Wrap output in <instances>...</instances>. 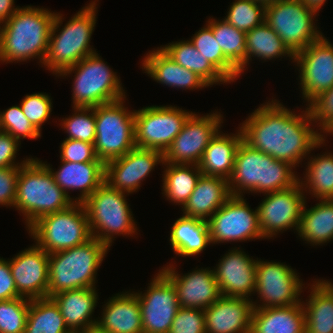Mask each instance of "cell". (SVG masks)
Masks as SVG:
<instances>
[{
  "mask_svg": "<svg viewBox=\"0 0 333 333\" xmlns=\"http://www.w3.org/2000/svg\"><path fill=\"white\" fill-rule=\"evenodd\" d=\"M271 99L248 114L239 125L243 140L254 149L296 169L313 150L325 147L327 140L315 127L308 106L296 113L278 99Z\"/></svg>",
  "mask_w": 333,
  "mask_h": 333,
  "instance_id": "obj_1",
  "label": "cell"
},
{
  "mask_svg": "<svg viewBox=\"0 0 333 333\" xmlns=\"http://www.w3.org/2000/svg\"><path fill=\"white\" fill-rule=\"evenodd\" d=\"M56 12L44 7H21L0 25V63L37 59L43 65Z\"/></svg>",
  "mask_w": 333,
  "mask_h": 333,
  "instance_id": "obj_2",
  "label": "cell"
},
{
  "mask_svg": "<svg viewBox=\"0 0 333 333\" xmlns=\"http://www.w3.org/2000/svg\"><path fill=\"white\" fill-rule=\"evenodd\" d=\"M98 2L91 0L63 26L65 17L56 12L42 68L57 77L83 58L98 52L90 45L97 21Z\"/></svg>",
  "mask_w": 333,
  "mask_h": 333,
  "instance_id": "obj_3",
  "label": "cell"
},
{
  "mask_svg": "<svg viewBox=\"0 0 333 333\" xmlns=\"http://www.w3.org/2000/svg\"><path fill=\"white\" fill-rule=\"evenodd\" d=\"M294 170L289 163L274 159L242 140L228 180L231 196H244L245 192L261 195L290 188L299 181Z\"/></svg>",
  "mask_w": 333,
  "mask_h": 333,
  "instance_id": "obj_4",
  "label": "cell"
},
{
  "mask_svg": "<svg viewBox=\"0 0 333 333\" xmlns=\"http://www.w3.org/2000/svg\"><path fill=\"white\" fill-rule=\"evenodd\" d=\"M74 203L39 158H32L20 166L14 208L24 217L26 230L41 217Z\"/></svg>",
  "mask_w": 333,
  "mask_h": 333,
  "instance_id": "obj_5",
  "label": "cell"
},
{
  "mask_svg": "<svg viewBox=\"0 0 333 333\" xmlns=\"http://www.w3.org/2000/svg\"><path fill=\"white\" fill-rule=\"evenodd\" d=\"M109 250L92 237L82 245L49 254L48 298L65 290L96 288L97 271Z\"/></svg>",
  "mask_w": 333,
  "mask_h": 333,
  "instance_id": "obj_6",
  "label": "cell"
},
{
  "mask_svg": "<svg viewBox=\"0 0 333 333\" xmlns=\"http://www.w3.org/2000/svg\"><path fill=\"white\" fill-rule=\"evenodd\" d=\"M70 75L74 77L71 83L72 107H97L127 97L120 76L97 52L65 69L57 77L68 78Z\"/></svg>",
  "mask_w": 333,
  "mask_h": 333,
  "instance_id": "obj_7",
  "label": "cell"
},
{
  "mask_svg": "<svg viewBox=\"0 0 333 333\" xmlns=\"http://www.w3.org/2000/svg\"><path fill=\"white\" fill-rule=\"evenodd\" d=\"M129 195L104 182L82 203L89 221L91 236L109 248L117 235L135 237L138 234L137 222L126 198Z\"/></svg>",
  "mask_w": 333,
  "mask_h": 333,
  "instance_id": "obj_8",
  "label": "cell"
},
{
  "mask_svg": "<svg viewBox=\"0 0 333 333\" xmlns=\"http://www.w3.org/2000/svg\"><path fill=\"white\" fill-rule=\"evenodd\" d=\"M27 232L34 243L48 254L82 245L92 238L86 211L78 202L41 217Z\"/></svg>",
  "mask_w": 333,
  "mask_h": 333,
  "instance_id": "obj_9",
  "label": "cell"
},
{
  "mask_svg": "<svg viewBox=\"0 0 333 333\" xmlns=\"http://www.w3.org/2000/svg\"><path fill=\"white\" fill-rule=\"evenodd\" d=\"M125 100L126 97L95 107L94 149L97 158L104 164L124 156L136 147L135 110H129L124 104Z\"/></svg>",
  "mask_w": 333,
  "mask_h": 333,
  "instance_id": "obj_10",
  "label": "cell"
},
{
  "mask_svg": "<svg viewBox=\"0 0 333 333\" xmlns=\"http://www.w3.org/2000/svg\"><path fill=\"white\" fill-rule=\"evenodd\" d=\"M316 16L301 0H279L265 7V22L294 55L323 36Z\"/></svg>",
  "mask_w": 333,
  "mask_h": 333,
  "instance_id": "obj_11",
  "label": "cell"
},
{
  "mask_svg": "<svg viewBox=\"0 0 333 333\" xmlns=\"http://www.w3.org/2000/svg\"><path fill=\"white\" fill-rule=\"evenodd\" d=\"M285 262L257 258L254 309L295 305L302 302L305 283ZM301 296V297H300ZM259 298V300H258Z\"/></svg>",
  "mask_w": 333,
  "mask_h": 333,
  "instance_id": "obj_12",
  "label": "cell"
},
{
  "mask_svg": "<svg viewBox=\"0 0 333 333\" xmlns=\"http://www.w3.org/2000/svg\"><path fill=\"white\" fill-rule=\"evenodd\" d=\"M192 113L173 105H151L135 110V146L164 153Z\"/></svg>",
  "mask_w": 333,
  "mask_h": 333,
  "instance_id": "obj_13",
  "label": "cell"
},
{
  "mask_svg": "<svg viewBox=\"0 0 333 333\" xmlns=\"http://www.w3.org/2000/svg\"><path fill=\"white\" fill-rule=\"evenodd\" d=\"M245 196H231L208 220L212 245L264 239L259 227L258 210Z\"/></svg>",
  "mask_w": 333,
  "mask_h": 333,
  "instance_id": "obj_14",
  "label": "cell"
},
{
  "mask_svg": "<svg viewBox=\"0 0 333 333\" xmlns=\"http://www.w3.org/2000/svg\"><path fill=\"white\" fill-rule=\"evenodd\" d=\"M221 113L217 110L202 116L193 112L163 153L164 162L198 165L210 140L222 127L224 116Z\"/></svg>",
  "mask_w": 333,
  "mask_h": 333,
  "instance_id": "obj_15",
  "label": "cell"
},
{
  "mask_svg": "<svg viewBox=\"0 0 333 333\" xmlns=\"http://www.w3.org/2000/svg\"><path fill=\"white\" fill-rule=\"evenodd\" d=\"M263 195L262 202L257 206L263 238L272 239L292 229L297 233L303 205L308 199L300 181L290 188Z\"/></svg>",
  "mask_w": 333,
  "mask_h": 333,
  "instance_id": "obj_16",
  "label": "cell"
},
{
  "mask_svg": "<svg viewBox=\"0 0 333 333\" xmlns=\"http://www.w3.org/2000/svg\"><path fill=\"white\" fill-rule=\"evenodd\" d=\"M324 35L294 56L299 89L308 106L316 97L333 88V43Z\"/></svg>",
  "mask_w": 333,
  "mask_h": 333,
  "instance_id": "obj_17",
  "label": "cell"
},
{
  "mask_svg": "<svg viewBox=\"0 0 333 333\" xmlns=\"http://www.w3.org/2000/svg\"><path fill=\"white\" fill-rule=\"evenodd\" d=\"M146 290L133 291L138 298L143 333H169L179 309L176 289L159 269Z\"/></svg>",
  "mask_w": 333,
  "mask_h": 333,
  "instance_id": "obj_18",
  "label": "cell"
},
{
  "mask_svg": "<svg viewBox=\"0 0 333 333\" xmlns=\"http://www.w3.org/2000/svg\"><path fill=\"white\" fill-rule=\"evenodd\" d=\"M163 163L162 151L135 147L124 156L105 164V182L119 191L135 193L140 189L141 182L158 164Z\"/></svg>",
  "mask_w": 333,
  "mask_h": 333,
  "instance_id": "obj_19",
  "label": "cell"
},
{
  "mask_svg": "<svg viewBox=\"0 0 333 333\" xmlns=\"http://www.w3.org/2000/svg\"><path fill=\"white\" fill-rule=\"evenodd\" d=\"M159 268L173 283L180 307L205 310L220 296L214 270L210 267H195L188 273H179L172 263Z\"/></svg>",
  "mask_w": 333,
  "mask_h": 333,
  "instance_id": "obj_20",
  "label": "cell"
},
{
  "mask_svg": "<svg viewBox=\"0 0 333 333\" xmlns=\"http://www.w3.org/2000/svg\"><path fill=\"white\" fill-rule=\"evenodd\" d=\"M20 297L34 300L48 297L49 254L35 243L8 259Z\"/></svg>",
  "mask_w": 333,
  "mask_h": 333,
  "instance_id": "obj_21",
  "label": "cell"
},
{
  "mask_svg": "<svg viewBox=\"0 0 333 333\" xmlns=\"http://www.w3.org/2000/svg\"><path fill=\"white\" fill-rule=\"evenodd\" d=\"M230 249L213 268L221 296L252 300L257 258L253 259L240 246Z\"/></svg>",
  "mask_w": 333,
  "mask_h": 333,
  "instance_id": "obj_22",
  "label": "cell"
},
{
  "mask_svg": "<svg viewBox=\"0 0 333 333\" xmlns=\"http://www.w3.org/2000/svg\"><path fill=\"white\" fill-rule=\"evenodd\" d=\"M252 300L220 296L204 310L206 333H250Z\"/></svg>",
  "mask_w": 333,
  "mask_h": 333,
  "instance_id": "obj_23",
  "label": "cell"
},
{
  "mask_svg": "<svg viewBox=\"0 0 333 333\" xmlns=\"http://www.w3.org/2000/svg\"><path fill=\"white\" fill-rule=\"evenodd\" d=\"M40 161L50 170L56 184L74 202L83 203L105 182V164L103 162L73 163L61 160L56 171L52 169L51 164ZM70 190H79L80 194L73 198L69 194Z\"/></svg>",
  "mask_w": 333,
  "mask_h": 333,
  "instance_id": "obj_24",
  "label": "cell"
},
{
  "mask_svg": "<svg viewBox=\"0 0 333 333\" xmlns=\"http://www.w3.org/2000/svg\"><path fill=\"white\" fill-rule=\"evenodd\" d=\"M112 296L104 301L96 328L103 333H143L137 295L129 290Z\"/></svg>",
  "mask_w": 333,
  "mask_h": 333,
  "instance_id": "obj_25",
  "label": "cell"
},
{
  "mask_svg": "<svg viewBox=\"0 0 333 333\" xmlns=\"http://www.w3.org/2000/svg\"><path fill=\"white\" fill-rule=\"evenodd\" d=\"M140 65L142 71L152 80L171 88L201 90L209 85L196 73L177 64L160 47L144 55Z\"/></svg>",
  "mask_w": 333,
  "mask_h": 333,
  "instance_id": "obj_26",
  "label": "cell"
},
{
  "mask_svg": "<svg viewBox=\"0 0 333 333\" xmlns=\"http://www.w3.org/2000/svg\"><path fill=\"white\" fill-rule=\"evenodd\" d=\"M96 289L97 287L65 290L51 297L71 332L83 333L96 328L98 318L93 317L99 300Z\"/></svg>",
  "mask_w": 333,
  "mask_h": 333,
  "instance_id": "obj_27",
  "label": "cell"
},
{
  "mask_svg": "<svg viewBox=\"0 0 333 333\" xmlns=\"http://www.w3.org/2000/svg\"><path fill=\"white\" fill-rule=\"evenodd\" d=\"M230 197L227 179L201 175L181 211L189 218L207 221Z\"/></svg>",
  "mask_w": 333,
  "mask_h": 333,
  "instance_id": "obj_28",
  "label": "cell"
},
{
  "mask_svg": "<svg viewBox=\"0 0 333 333\" xmlns=\"http://www.w3.org/2000/svg\"><path fill=\"white\" fill-rule=\"evenodd\" d=\"M236 133H223L221 129L210 140L204 150L199 169L204 176L222 177L229 180L232 176L235 156L243 134L240 127Z\"/></svg>",
  "mask_w": 333,
  "mask_h": 333,
  "instance_id": "obj_29",
  "label": "cell"
},
{
  "mask_svg": "<svg viewBox=\"0 0 333 333\" xmlns=\"http://www.w3.org/2000/svg\"><path fill=\"white\" fill-rule=\"evenodd\" d=\"M302 302L295 305L253 309L250 333H305Z\"/></svg>",
  "mask_w": 333,
  "mask_h": 333,
  "instance_id": "obj_30",
  "label": "cell"
},
{
  "mask_svg": "<svg viewBox=\"0 0 333 333\" xmlns=\"http://www.w3.org/2000/svg\"><path fill=\"white\" fill-rule=\"evenodd\" d=\"M307 285L310 294L306 302L302 299L305 333H333V290L320 278Z\"/></svg>",
  "mask_w": 333,
  "mask_h": 333,
  "instance_id": "obj_31",
  "label": "cell"
},
{
  "mask_svg": "<svg viewBox=\"0 0 333 333\" xmlns=\"http://www.w3.org/2000/svg\"><path fill=\"white\" fill-rule=\"evenodd\" d=\"M305 201L301 213L297 237L310 246H322L333 240V199H318L307 208Z\"/></svg>",
  "mask_w": 333,
  "mask_h": 333,
  "instance_id": "obj_32",
  "label": "cell"
},
{
  "mask_svg": "<svg viewBox=\"0 0 333 333\" xmlns=\"http://www.w3.org/2000/svg\"><path fill=\"white\" fill-rule=\"evenodd\" d=\"M169 242L178 257L201 254L211 245L207 221L180 216L171 226Z\"/></svg>",
  "mask_w": 333,
  "mask_h": 333,
  "instance_id": "obj_33",
  "label": "cell"
},
{
  "mask_svg": "<svg viewBox=\"0 0 333 333\" xmlns=\"http://www.w3.org/2000/svg\"><path fill=\"white\" fill-rule=\"evenodd\" d=\"M160 48L177 64L201 77L210 87L230 82L188 40L172 41Z\"/></svg>",
  "mask_w": 333,
  "mask_h": 333,
  "instance_id": "obj_34",
  "label": "cell"
},
{
  "mask_svg": "<svg viewBox=\"0 0 333 333\" xmlns=\"http://www.w3.org/2000/svg\"><path fill=\"white\" fill-rule=\"evenodd\" d=\"M304 163L303 178L299 176L304 193L318 199H333V153L330 151L322 154L311 155Z\"/></svg>",
  "mask_w": 333,
  "mask_h": 333,
  "instance_id": "obj_35",
  "label": "cell"
},
{
  "mask_svg": "<svg viewBox=\"0 0 333 333\" xmlns=\"http://www.w3.org/2000/svg\"><path fill=\"white\" fill-rule=\"evenodd\" d=\"M164 165V166H163ZM162 194L166 199L182 208L195 189L202 172L198 165L172 164L164 162Z\"/></svg>",
  "mask_w": 333,
  "mask_h": 333,
  "instance_id": "obj_36",
  "label": "cell"
},
{
  "mask_svg": "<svg viewBox=\"0 0 333 333\" xmlns=\"http://www.w3.org/2000/svg\"><path fill=\"white\" fill-rule=\"evenodd\" d=\"M247 66L255 58L268 62L288 57L294 63V54L288 49L273 29L264 21L246 32ZM253 58V59H252Z\"/></svg>",
  "mask_w": 333,
  "mask_h": 333,
  "instance_id": "obj_37",
  "label": "cell"
},
{
  "mask_svg": "<svg viewBox=\"0 0 333 333\" xmlns=\"http://www.w3.org/2000/svg\"><path fill=\"white\" fill-rule=\"evenodd\" d=\"M206 25L213 31L224 56L243 75L247 67L246 32L229 24L225 19L208 17Z\"/></svg>",
  "mask_w": 333,
  "mask_h": 333,
  "instance_id": "obj_38",
  "label": "cell"
},
{
  "mask_svg": "<svg viewBox=\"0 0 333 333\" xmlns=\"http://www.w3.org/2000/svg\"><path fill=\"white\" fill-rule=\"evenodd\" d=\"M57 304L51 298L30 300L24 333H70Z\"/></svg>",
  "mask_w": 333,
  "mask_h": 333,
  "instance_id": "obj_39",
  "label": "cell"
},
{
  "mask_svg": "<svg viewBox=\"0 0 333 333\" xmlns=\"http://www.w3.org/2000/svg\"><path fill=\"white\" fill-rule=\"evenodd\" d=\"M190 41L201 53L230 83L240 78L239 71L224 56L213 31L204 25L200 30L191 36Z\"/></svg>",
  "mask_w": 333,
  "mask_h": 333,
  "instance_id": "obj_40",
  "label": "cell"
},
{
  "mask_svg": "<svg viewBox=\"0 0 333 333\" xmlns=\"http://www.w3.org/2000/svg\"><path fill=\"white\" fill-rule=\"evenodd\" d=\"M73 113L60 121L65 139L94 143L96 139L95 107H72Z\"/></svg>",
  "mask_w": 333,
  "mask_h": 333,
  "instance_id": "obj_41",
  "label": "cell"
},
{
  "mask_svg": "<svg viewBox=\"0 0 333 333\" xmlns=\"http://www.w3.org/2000/svg\"><path fill=\"white\" fill-rule=\"evenodd\" d=\"M223 19L239 30L251 31L265 21V7L253 0H235Z\"/></svg>",
  "mask_w": 333,
  "mask_h": 333,
  "instance_id": "obj_42",
  "label": "cell"
},
{
  "mask_svg": "<svg viewBox=\"0 0 333 333\" xmlns=\"http://www.w3.org/2000/svg\"><path fill=\"white\" fill-rule=\"evenodd\" d=\"M29 305L23 297L0 301V333H24Z\"/></svg>",
  "mask_w": 333,
  "mask_h": 333,
  "instance_id": "obj_43",
  "label": "cell"
},
{
  "mask_svg": "<svg viewBox=\"0 0 333 333\" xmlns=\"http://www.w3.org/2000/svg\"><path fill=\"white\" fill-rule=\"evenodd\" d=\"M0 131L9 133L15 139H37L41 133L31 124L24 115L20 104L0 111Z\"/></svg>",
  "mask_w": 333,
  "mask_h": 333,
  "instance_id": "obj_44",
  "label": "cell"
},
{
  "mask_svg": "<svg viewBox=\"0 0 333 333\" xmlns=\"http://www.w3.org/2000/svg\"><path fill=\"white\" fill-rule=\"evenodd\" d=\"M52 97L46 92L26 94L20 107L31 124L42 133V126L51 118L53 108Z\"/></svg>",
  "mask_w": 333,
  "mask_h": 333,
  "instance_id": "obj_45",
  "label": "cell"
},
{
  "mask_svg": "<svg viewBox=\"0 0 333 333\" xmlns=\"http://www.w3.org/2000/svg\"><path fill=\"white\" fill-rule=\"evenodd\" d=\"M169 333H206L204 310L179 307Z\"/></svg>",
  "mask_w": 333,
  "mask_h": 333,
  "instance_id": "obj_46",
  "label": "cell"
},
{
  "mask_svg": "<svg viewBox=\"0 0 333 333\" xmlns=\"http://www.w3.org/2000/svg\"><path fill=\"white\" fill-rule=\"evenodd\" d=\"M60 160L85 163V162H102L97 158L94 143L75 139H65L60 144Z\"/></svg>",
  "mask_w": 333,
  "mask_h": 333,
  "instance_id": "obj_47",
  "label": "cell"
},
{
  "mask_svg": "<svg viewBox=\"0 0 333 333\" xmlns=\"http://www.w3.org/2000/svg\"><path fill=\"white\" fill-rule=\"evenodd\" d=\"M308 107L317 129L325 135L333 126V88L316 97Z\"/></svg>",
  "mask_w": 333,
  "mask_h": 333,
  "instance_id": "obj_48",
  "label": "cell"
},
{
  "mask_svg": "<svg viewBox=\"0 0 333 333\" xmlns=\"http://www.w3.org/2000/svg\"><path fill=\"white\" fill-rule=\"evenodd\" d=\"M21 142L15 139L9 133L0 131V168L6 167H20L27 164L33 157L23 158L18 162L16 159L17 151ZM17 160V161H16Z\"/></svg>",
  "mask_w": 333,
  "mask_h": 333,
  "instance_id": "obj_49",
  "label": "cell"
},
{
  "mask_svg": "<svg viewBox=\"0 0 333 333\" xmlns=\"http://www.w3.org/2000/svg\"><path fill=\"white\" fill-rule=\"evenodd\" d=\"M20 167L0 168V205L13 208Z\"/></svg>",
  "mask_w": 333,
  "mask_h": 333,
  "instance_id": "obj_50",
  "label": "cell"
},
{
  "mask_svg": "<svg viewBox=\"0 0 333 333\" xmlns=\"http://www.w3.org/2000/svg\"><path fill=\"white\" fill-rule=\"evenodd\" d=\"M20 297L11 273L9 260L0 257V301Z\"/></svg>",
  "mask_w": 333,
  "mask_h": 333,
  "instance_id": "obj_51",
  "label": "cell"
},
{
  "mask_svg": "<svg viewBox=\"0 0 333 333\" xmlns=\"http://www.w3.org/2000/svg\"><path fill=\"white\" fill-rule=\"evenodd\" d=\"M15 0H0V25L5 23L20 6L14 5Z\"/></svg>",
  "mask_w": 333,
  "mask_h": 333,
  "instance_id": "obj_52",
  "label": "cell"
},
{
  "mask_svg": "<svg viewBox=\"0 0 333 333\" xmlns=\"http://www.w3.org/2000/svg\"><path fill=\"white\" fill-rule=\"evenodd\" d=\"M303 4L309 8L314 10L319 15V10L324 6L327 0H301Z\"/></svg>",
  "mask_w": 333,
  "mask_h": 333,
  "instance_id": "obj_53",
  "label": "cell"
},
{
  "mask_svg": "<svg viewBox=\"0 0 333 333\" xmlns=\"http://www.w3.org/2000/svg\"><path fill=\"white\" fill-rule=\"evenodd\" d=\"M255 3L261 4L264 7L274 4L279 0H253Z\"/></svg>",
  "mask_w": 333,
  "mask_h": 333,
  "instance_id": "obj_54",
  "label": "cell"
},
{
  "mask_svg": "<svg viewBox=\"0 0 333 333\" xmlns=\"http://www.w3.org/2000/svg\"><path fill=\"white\" fill-rule=\"evenodd\" d=\"M83 333H103V332H100L97 328H93V329H89L88 331L83 332Z\"/></svg>",
  "mask_w": 333,
  "mask_h": 333,
  "instance_id": "obj_55",
  "label": "cell"
},
{
  "mask_svg": "<svg viewBox=\"0 0 333 333\" xmlns=\"http://www.w3.org/2000/svg\"><path fill=\"white\" fill-rule=\"evenodd\" d=\"M322 280L333 290V283H332V280H324L323 278H322Z\"/></svg>",
  "mask_w": 333,
  "mask_h": 333,
  "instance_id": "obj_56",
  "label": "cell"
}]
</instances>
